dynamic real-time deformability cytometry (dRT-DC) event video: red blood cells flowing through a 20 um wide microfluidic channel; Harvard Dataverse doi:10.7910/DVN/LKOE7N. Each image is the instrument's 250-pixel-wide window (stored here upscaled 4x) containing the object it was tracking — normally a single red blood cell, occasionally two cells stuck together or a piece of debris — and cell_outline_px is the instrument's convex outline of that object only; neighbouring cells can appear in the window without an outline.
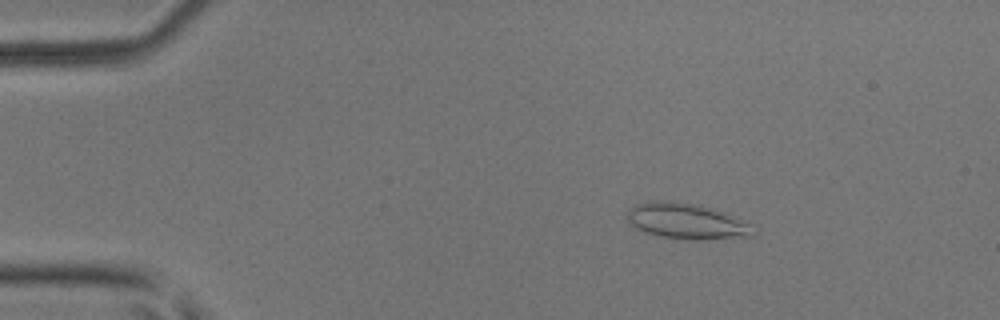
{"species": "common noctule bat (a hibernating species)", "species_latin": "Nyctalus noctula", "temperature_condition": "room temperature", "stored_images_in_passage": 50, "camera_frame_rate_fps": 3000, "um_per_image_px": 0.085, "animal": {"sex": "male", "body_mass_g": 17.9, "forearm_length_mm": 54.2}, "frame": {"image": 1, "passage_image": 8, "time_ms": 2.333, "image_size_px": [1000, 320], "cell_outline_px": [[756, 236], [700, 240], [688, 240], [664, 236], [644, 232], [636, 228], [628, 220], [628, 212], [636, 204], [652, 200], [656, 200], [700, 204], [716, 208], [756, 224]], "centroid_in_image_um": [58.51, 18.8], "position_along_channel_um": 26.5, "area_um2": 26.82}}
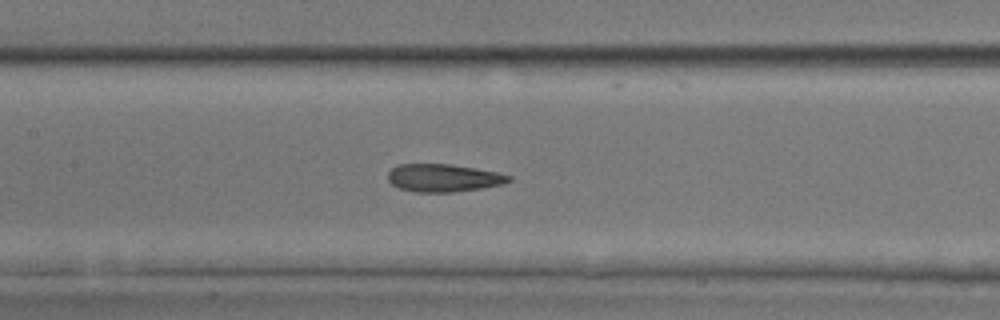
{"frame": {"image": 2, "passage_image": 24, "time_ms": 7.667, "image_size_px": [1000, 320], "cell_outline_px": [[512, 180], [504, 184], [480, 188], [452, 192], [416, 192], [400, 188], [392, 184], [388, 180], [388, 172], [396, 164], [452, 164], [476, 168], [496, 172], [512, 176]], "centroid_in_image_um": [37.69, 15.11], "position_along_channel_um": 169.7, "area_um2": 19.59}}
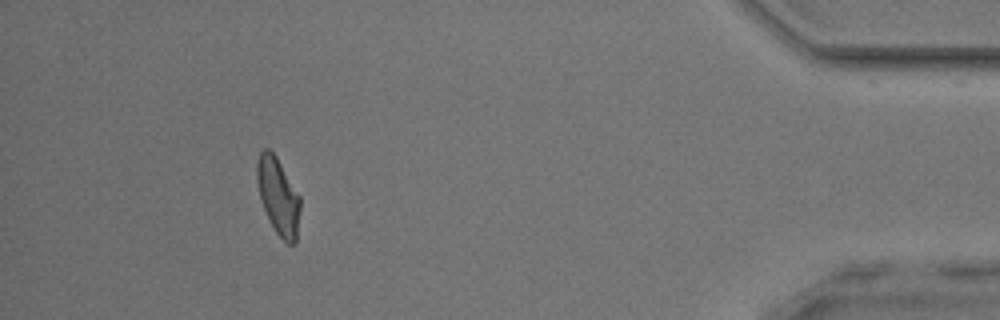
{"frame": {"image": 3, "passage_image": 46, "time_ms": 15.0, "image_size_px": [1000, 320], "cell_outline_px": [[300, 208], [296, 244], [288, 244], [276, 232], [260, 200], [256, 180], [256, 164], [260, 152], [264, 148], [268, 148], [276, 156], [300, 196]], "centroid_in_image_um": [23.64, 16.66], "position_along_channel_um": 411.6, "area_um2": 19.25}, "authors_computed_cell_mechanics": {"area_um2": 20.0855, "velocity_mm_per_s": 4.0729, "shape_relaxation_time_tau1_ms": null, "shape_relaxation_time_tau2_ms": 1.8631, "deformation_change_tau1": null, "deformation_change_tau2": 0.108}}